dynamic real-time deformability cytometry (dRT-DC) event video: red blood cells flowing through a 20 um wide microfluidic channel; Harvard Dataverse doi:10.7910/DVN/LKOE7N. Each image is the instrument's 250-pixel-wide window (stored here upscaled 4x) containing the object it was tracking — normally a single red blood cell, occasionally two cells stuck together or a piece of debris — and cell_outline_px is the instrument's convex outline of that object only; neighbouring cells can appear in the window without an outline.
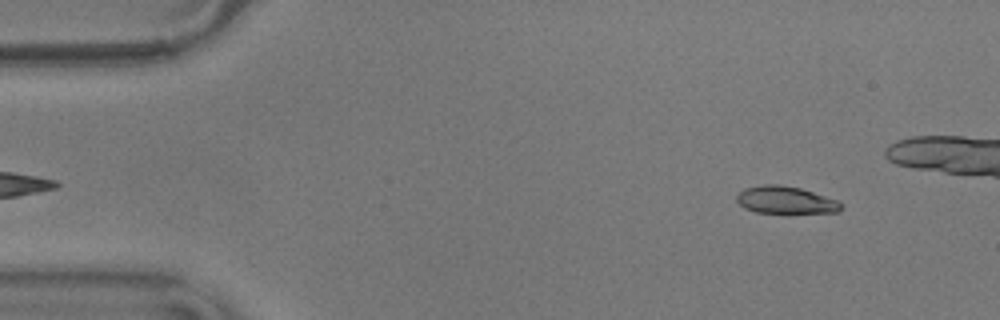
{"species": "common noctule bat (a hibernating species)", "species_latin": "Nyctalus noctula", "temperature_condition": "warm", "stored_images_in_passage": 19, "camera_frame_rate_fps": 3000, "um_per_image_px": 0.085, "animal": {"sex": "male", "body_mass_g": 17.9}, "frame": {"image": 1, "passage_image": 4, "time_ms": 1.0, "image_size_px": [1000, 320], "cell_outline_px": [[840, 212], [788, 216], [756, 212], [744, 208], [736, 200], [736, 196], [744, 188], [764, 184], [780, 184], [800, 188], [840, 200]], "centroid_in_image_um": [66.81, 17.06], "position_along_channel_um": 18.2, "area_um2": 17.69}}